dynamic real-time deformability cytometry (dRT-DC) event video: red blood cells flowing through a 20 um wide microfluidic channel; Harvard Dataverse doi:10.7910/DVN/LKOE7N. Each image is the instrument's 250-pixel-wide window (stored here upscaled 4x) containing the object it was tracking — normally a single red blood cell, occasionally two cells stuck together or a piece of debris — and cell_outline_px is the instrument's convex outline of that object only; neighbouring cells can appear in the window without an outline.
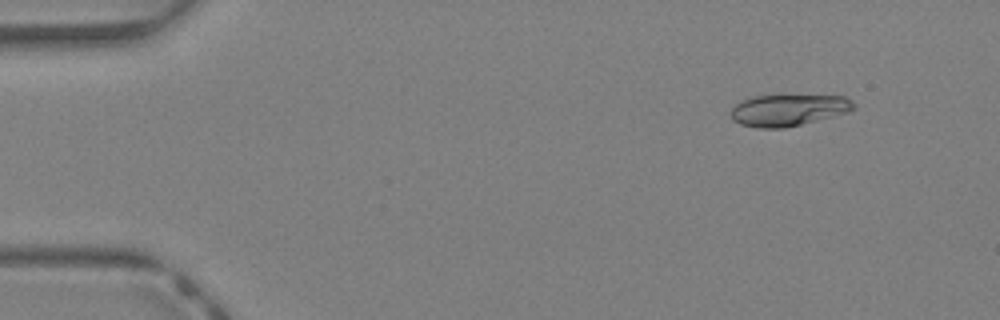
{"species": "Egyptian fruit bat (a non-hibernating species)", "species_latin": "Rousettus aegyptiacus", "temperature_condition": "warm", "stored_images_in_passage": 43, "camera_frame_rate_fps": 3000, "um_per_image_px": 0.085, "animal": {"sex": "female"}, "frame": {"image": 1, "passage_image": 5, "time_ms": 1.333, "image_size_px": [1000, 320], "cell_outline_px": [[856, 108], [848, 112], [784, 128], [756, 128], [740, 124], [732, 120], [732, 108], [736, 104], [752, 96], [844, 96], [852, 100], [856, 104]], "centroid_in_image_um": [67.01, 9.36], "position_along_channel_um": 18.0, "area_um2": 22.31}}
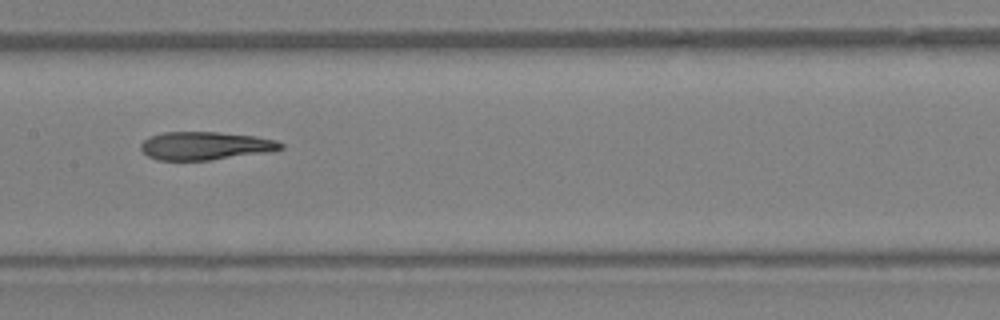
{"frame": {"image": 2, "passage_image": 22, "time_ms": 7.0, "image_size_px": [1000, 320], "cell_outline_px": [[284, 148], [272, 152], [212, 160], [156, 160], [148, 156], [140, 148], [140, 144], [148, 136], [164, 132], [220, 132], [256, 136], [276, 140], [284, 144]], "centroid_in_image_um": [17.48, 12.39], "position_along_channel_um": 189.9, "area_um2": 23.29}}
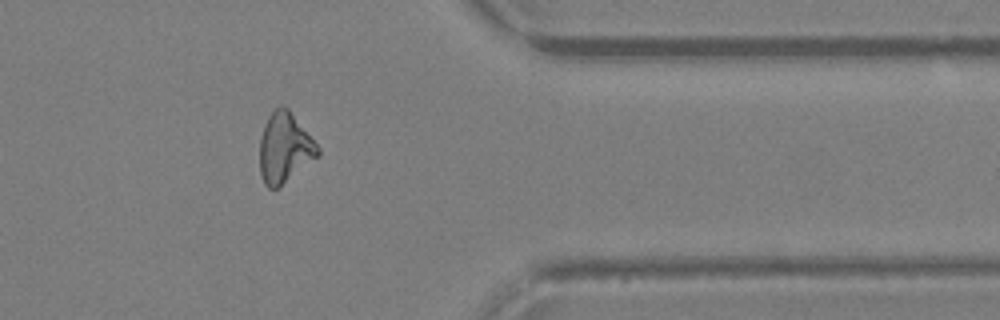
{"frame": {"image": 3, "passage_image": 35, "time_ms": 11.333, "image_size_px": [1000, 320], "cell_outline_px": [[320, 156], [280, 188], [268, 188], [264, 184], [260, 176], [260, 140], [264, 124], [268, 116], [276, 108], [288, 108], [320, 148]], "centroid_in_image_um": [24.2, 12.64], "position_along_channel_um": 387.2, "area_um2": 23.87}, "authors_computed_cell_mechanics": {"area_um2": 23.8714, "velocity_mm_per_s": 4.9041, "shape_relaxation_time_tau1_ms": 6.3382, "shape_relaxation_time_tau2_ms": 3.2291, "deformation_change_tau1": 0.2492, "deformation_change_tau2": 0.1338}}